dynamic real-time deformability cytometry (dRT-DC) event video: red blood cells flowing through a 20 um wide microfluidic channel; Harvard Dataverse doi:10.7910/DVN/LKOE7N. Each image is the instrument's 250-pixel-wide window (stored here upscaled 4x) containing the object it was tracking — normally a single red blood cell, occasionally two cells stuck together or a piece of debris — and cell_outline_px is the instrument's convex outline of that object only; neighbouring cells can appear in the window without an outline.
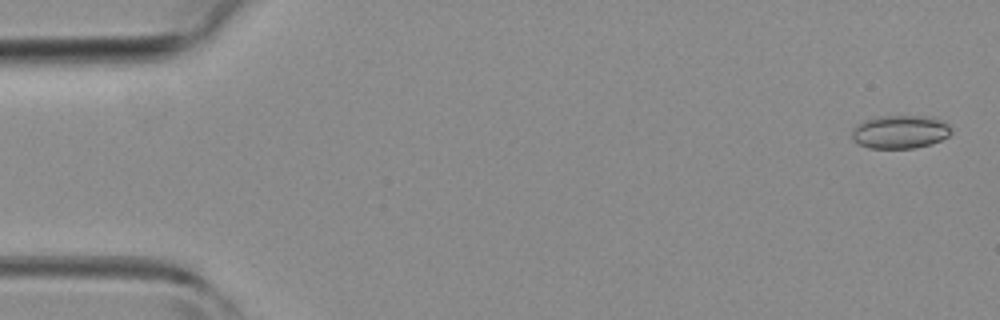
{"species": "common noctule bat (a hibernating species)", "species_latin": "Nyctalus noctula", "temperature_condition": "room temperature", "stored_images_in_passage": 4, "camera_frame_rate_fps": 3000, "um_per_image_px": 0.085, "animal": {"sex": "female", "body_mass_g": 19.3, "forearm_length_mm": 54.1}, "frame": {"image": 1, "passage_image": 1, "time_ms": 0.0, "image_size_px": [1000, 320], "cell_outline_px": [[952, 132], [948, 136], [932, 144], [912, 148], [868, 148], [852, 140], [852, 128], [856, 124], [864, 120], [880, 116], [932, 116], [944, 120], [952, 128]], "centroid_in_image_um": [76.52, 11.19], "position_along_channel_um": 8.5, "area_um2": 19.54}}
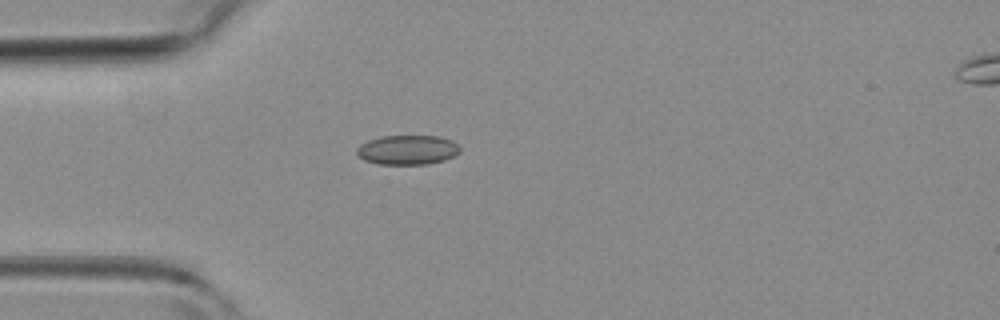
{"frame": {"image": 2, "passage_image": 4, "time_ms": 3.667, "image_size_px": [1000, 320], "cell_outline_px": [[460, 152], [444, 160], [428, 164], [376, 164], [364, 160], [356, 152], [356, 148], [360, 144], [368, 140], [380, 136], [440, 136], [452, 140], [460, 144]], "centroid_in_image_um": [34.65, 12.73], "position_along_channel_um": 50.4, "area_um2": 17.92}}